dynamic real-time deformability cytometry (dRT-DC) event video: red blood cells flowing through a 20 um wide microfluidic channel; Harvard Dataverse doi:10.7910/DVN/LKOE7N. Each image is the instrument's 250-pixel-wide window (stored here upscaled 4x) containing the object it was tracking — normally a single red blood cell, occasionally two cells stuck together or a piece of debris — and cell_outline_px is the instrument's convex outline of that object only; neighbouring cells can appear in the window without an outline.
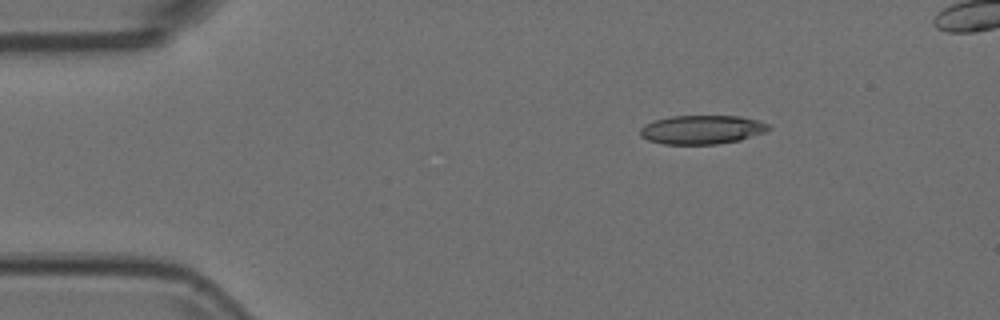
{"species": "Egyptian fruit bat (a non-hibernating species)", "species_latin": "Rousettus aegyptiacus", "temperature_condition": "room temperature", "stored_images_in_passage": 44, "camera_frame_rate_fps": 3000, "um_per_image_px": 0.085, "animal": {"sex": "female"}, "frame": {"image": 1, "passage_image": 1, "time_ms": 0.0, "image_size_px": [1000, 320], "cell_outline_px": [[772, 128], [764, 132], [740, 140], [716, 144], [664, 144], [648, 140], [640, 136], [640, 128], [644, 124], [652, 120], [672, 116], [740, 116], [760, 120], [768, 124]], "centroid_in_image_um": [59.65, 11.01], "position_along_channel_um": 25.4, "area_um2": 21.73}}
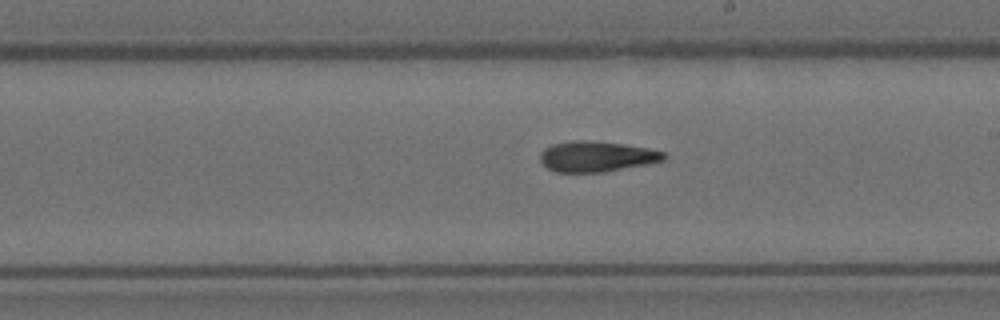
{"frame": {"image": 2, "passage_image": 23, "time_ms": 7.333, "image_size_px": [1000, 320], "cell_outline_px": [[668, 156], [664, 160], [648, 164], [604, 172], [556, 172], [548, 168], [540, 160], [540, 152], [544, 148], [552, 144], [576, 140], [588, 140], [624, 144], [648, 148], [664, 152]], "centroid_in_image_um": [50.72, 13.3], "position_along_channel_um": 238.3, "area_um2": 22.08}}
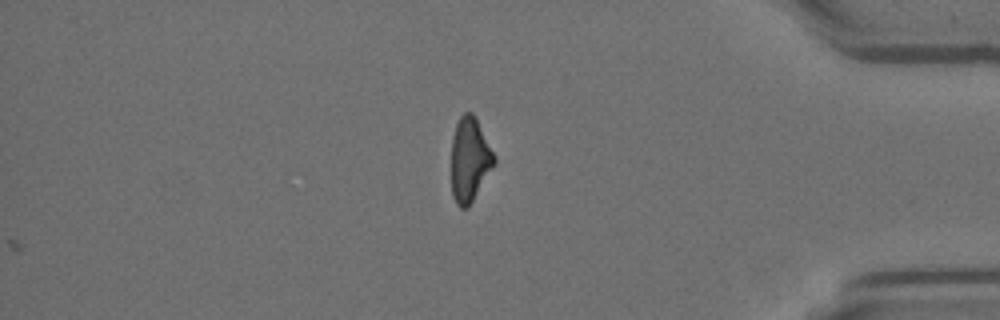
{"frame": {"image": 3, "passage_image": 38, "time_ms": 12.333, "image_size_px": [1000, 320], "cell_outline_px": [[496, 164], [468, 208], [460, 208], [456, 204], [452, 196], [452, 136], [456, 124], [460, 116], [464, 112], [472, 112], [496, 156]], "centroid_in_image_um": [39.93, 13.6], "position_along_channel_um": 395.3, "area_um2": 21.15}}